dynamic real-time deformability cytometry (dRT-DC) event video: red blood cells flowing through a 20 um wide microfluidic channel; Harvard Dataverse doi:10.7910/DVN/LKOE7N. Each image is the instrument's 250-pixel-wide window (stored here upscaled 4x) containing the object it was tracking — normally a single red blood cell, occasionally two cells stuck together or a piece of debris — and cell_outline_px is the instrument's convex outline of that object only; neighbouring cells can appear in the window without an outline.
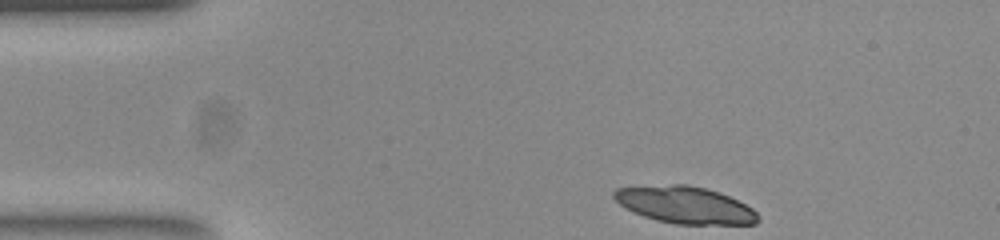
{"species": "common noctule bat (a hibernating species)", "species_latin": "Nyctalus noctula", "temperature_condition": "room temperature", "stored_images_in_passage": 45, "camera_frame_rate_fps": 3000, "um_per_image_px": 0.085, "animal": {"sex": "female", "body_mass_g": 23.0, "forearm_length_mm": 53.4}, "frame": {"image": 1, "passage_image": 1, "time_ms": 0.0, "image_size_px": [1000, 240], "cell_outline_px": [[760, 220], [756, 224], [676, 224], [656, 220], [644, 216], [624, 208], [612, 196], [612, 192], [616, 188], [672, 184], [688, 184], [720, 192], [752, 208], [756, 212]], "centroid_in_image_um": [58.21, 17.42], "position_along_channel_um": 26.8, "area_um2": 30.98}}